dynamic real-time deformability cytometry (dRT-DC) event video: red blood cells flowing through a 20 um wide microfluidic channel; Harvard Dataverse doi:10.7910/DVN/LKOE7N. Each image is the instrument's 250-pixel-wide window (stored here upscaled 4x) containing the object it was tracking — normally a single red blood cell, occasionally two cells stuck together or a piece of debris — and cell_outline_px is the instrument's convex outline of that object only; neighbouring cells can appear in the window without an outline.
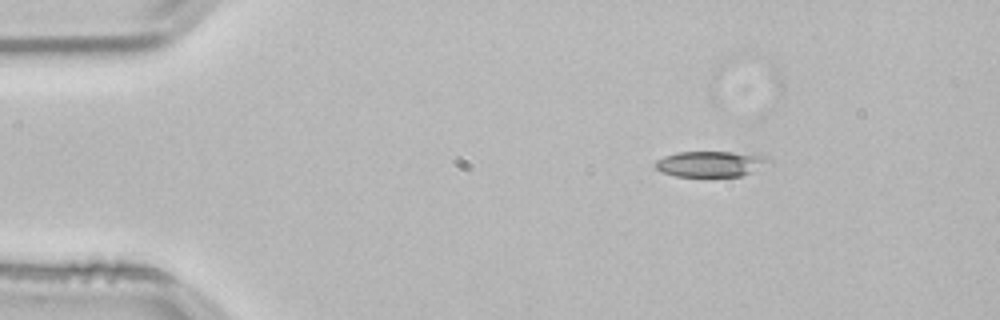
{"species": "common noctule bat (a hibernating species)", "species_latin": "Nyctalus noctula", "temperature_condition": "room temperature", "stored_images_in_passage": 46, "camera_frame_rate_fps": 3000, "um_per_image_px": 0.085, "animal": {"sex": "male", "body_mass_g": 21.5, "forearm_length_mm": 52.0}, "frame": {"image": 1, "passage_image": 1, "time_ms": 0.0, "image_size_px": [1000, 320], "cell_outline_px": [[772, 164], [752, 172], [740, 176], [676, 176], [660, 172], [652, 164], [656, 160], [664, 156], [676, 152], [756, 152], [772, 160]], "centroid_in_image_um": [60.46, 13.91], "position_along_channel_um": 24.5, "area_um2": 17.51}}
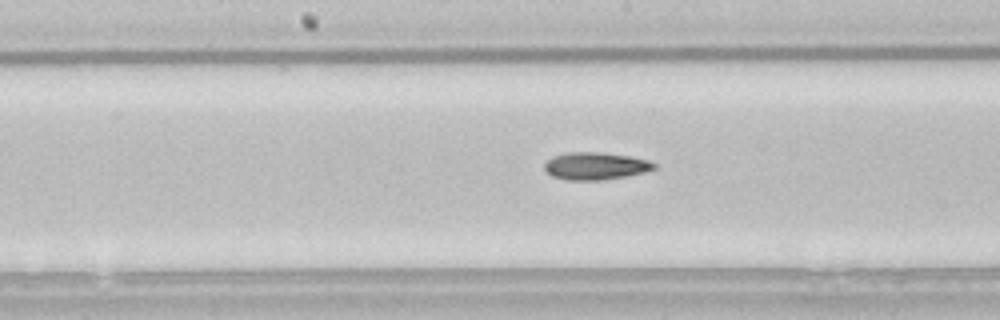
{"frame": {"image": 2, "passage_image": 20, "time_ms": 6.333, "image_size_px": [1000, 320], "cell_outline_px": [[656, 168], [644, 172], [624, 176], [600, 180], [564, 180], [552, 176], [544, 168], [544, 164], [552, 156], [568, 152], [600, 152], [628, 156], [648, 160], [656, 164]], "centroid_in_image_um": [50.58, 14.1], "position_along_channel_um": 197.6, "area_um2": 17.4}}
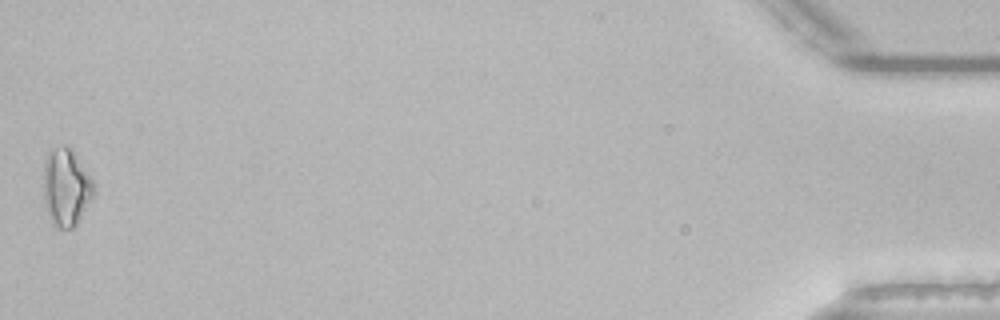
{"frame": {"image": 3, "passage_image": 46, "time_ms": 15.0, "image_size_px": [1000, 320], "cell_outline_px": [[92, 196], [76, 224], [72, 228], [56, 228], [52, 224], [44, 200], [44, 160], [48, 148], [64, 144], [72, 148], [92, 180]], "centroid_in_image_um": [5.57, 15.85], "position_along_channel_um": 429.6, "area_um2": 22.48}, "authors_computed_cell_mechanics": {"area_um2": 17.1666, "velocity_mm_per_s": 3.8229, "shape_relaxation_time_tau1_ms": 9.382, "shape_relaxation_time_tau2_ms": 8.2654, "deformation_change_tau1": 0.1958, "deformation_change_tau2": 0.2075}}